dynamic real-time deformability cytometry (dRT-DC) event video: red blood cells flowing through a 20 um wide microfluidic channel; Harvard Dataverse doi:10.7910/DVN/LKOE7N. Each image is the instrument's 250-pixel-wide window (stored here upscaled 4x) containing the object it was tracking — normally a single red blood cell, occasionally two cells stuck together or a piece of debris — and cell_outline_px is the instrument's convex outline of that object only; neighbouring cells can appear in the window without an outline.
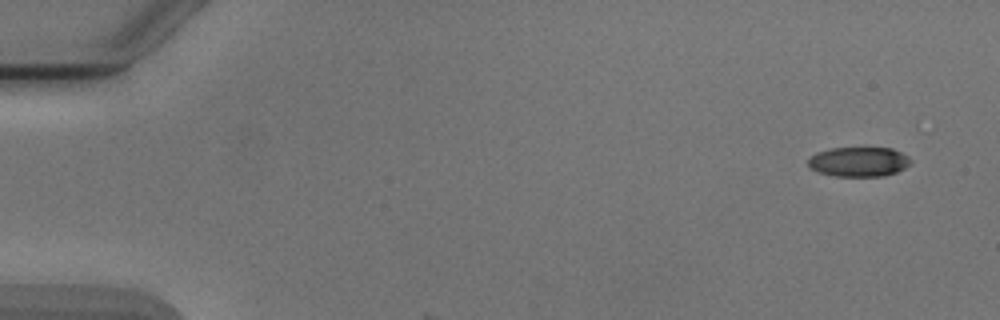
{"species": "Egyptian fruit bat (a non-hibernating species)", "species_latin": "Rousettus aegyptiacus", "temperature_condition": "cold", "stored_images_in_passage": 2, "camera_frame_rate_fps": 3000, "um_per_image_px": 0.085, "animal": {"sex": "male"}, "frame": {"image": 1, "passage_image": 1, "time_ms": 0.0, "image_size_px": [1000, 320], "cell_outline_px": [[912, 164], [896, 172], [884, 176], [836, 176], [820, 172], [808, 168], [808, 160], [816, 152], [832, 148], [892, 148], [908, 156], [912, 160]], "centroid_in_image_um": [73.01, 13.75], "position_along_channel_um": 12.0, "area_um2": 17.74}}